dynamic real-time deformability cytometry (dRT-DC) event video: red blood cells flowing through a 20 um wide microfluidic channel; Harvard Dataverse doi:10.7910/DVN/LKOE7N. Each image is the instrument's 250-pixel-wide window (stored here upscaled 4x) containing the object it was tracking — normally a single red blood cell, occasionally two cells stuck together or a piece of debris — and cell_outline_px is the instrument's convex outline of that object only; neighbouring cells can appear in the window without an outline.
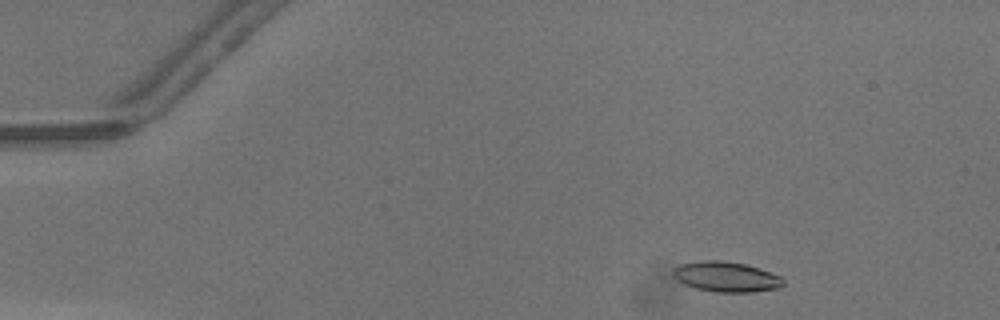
{"species": "common noctule bat (a hibernating species)", "species_latin": "Nyctalus noctula", "temperature_condition": "warm", "stored_images_in_passage": 33, "camera_frame_rate_fps": 3000, "um_per_image_px": 0.085, "animal": {"sex": "male", "body_mass_g": 13.3}, "frame": {"image": 1, "passage_image": 2, "time_ms": 0.333, "image_size_px": [1000, 320], "cell_outline_px": [[784, 284], [780, 288], [752, 292], [716, 292], [696, 288], [684, 284], [676, 280], [672, 276], [672, 268], [680, 264], [700, 260], [720, 260], [744, 264], [760, 268], [780, 276], [784, 280]], "centroid_in_image_um": [61.7, 23.52], "position_along_channel_um": 23.3, "area_um2": 19.59}}
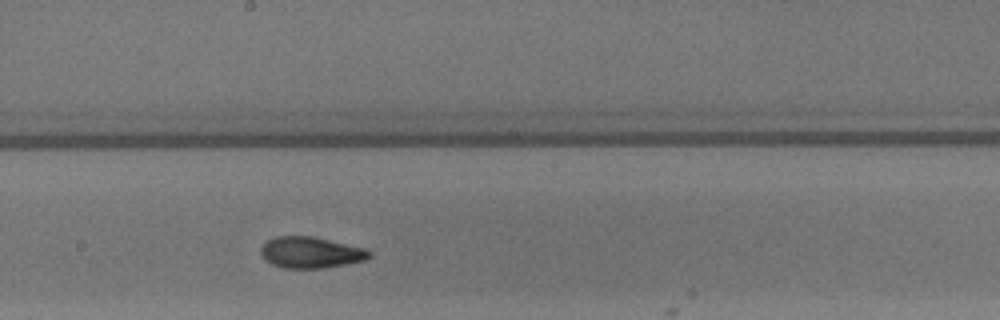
{"frame": {"image": 2, "passage_image": 22, "time_ms": 7.0, "image_size_px": [1000, 320], "cell_outline_px": [[372, 256], [364, 260], [324, 268], [284, 268], [272, 264], [264, 260], [260, 252], [260, 248], [268, 240], [276, 236], [312, 236], [368, 248], [372, 252]], "centroid_in_image_um": [26.43, 21.45], "position_along_channel_um": 221.8, "area_um2": 19.88}}
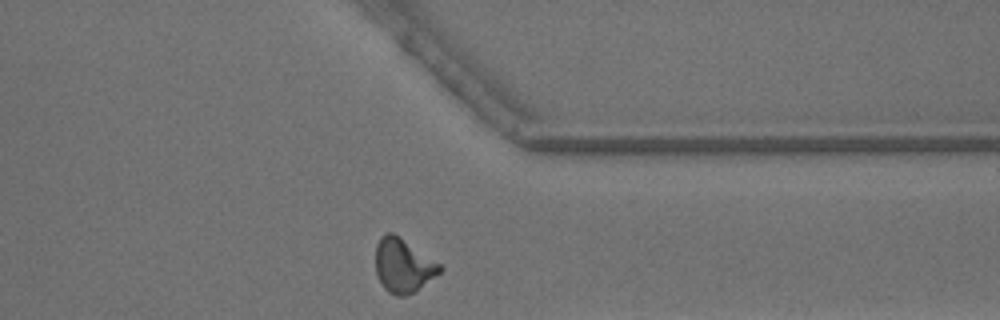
{"frame": {"image": 3, "passage_image": 33, "time_ms": 10.667, "image_size_px": [1000, 320], "cell_outline_px": [[444, 268], [440, 272], [412, 292], [404, 296], [396, 296], [388, 292], [384, 288], [376, 272], [376, 244], [380, 236], [388, 232], [392, 232], [440, 264]], "centroid_in_image_um": [34.23, 22.56], "position_along_channel_um": 377.2, "area_um2": 19.65}, "authors_computed_cell_mechanics": {"area_um2": 19.4208, "velocity_mm_per_s": 4.3443, "shape_relaxation_time_tau1_ms": 4.6264, "shape_relaxation_time_tau2_ms": 2.4738, "deformation_change_tau1": 0.211, "deformation_change_tau2": 0.0992}}